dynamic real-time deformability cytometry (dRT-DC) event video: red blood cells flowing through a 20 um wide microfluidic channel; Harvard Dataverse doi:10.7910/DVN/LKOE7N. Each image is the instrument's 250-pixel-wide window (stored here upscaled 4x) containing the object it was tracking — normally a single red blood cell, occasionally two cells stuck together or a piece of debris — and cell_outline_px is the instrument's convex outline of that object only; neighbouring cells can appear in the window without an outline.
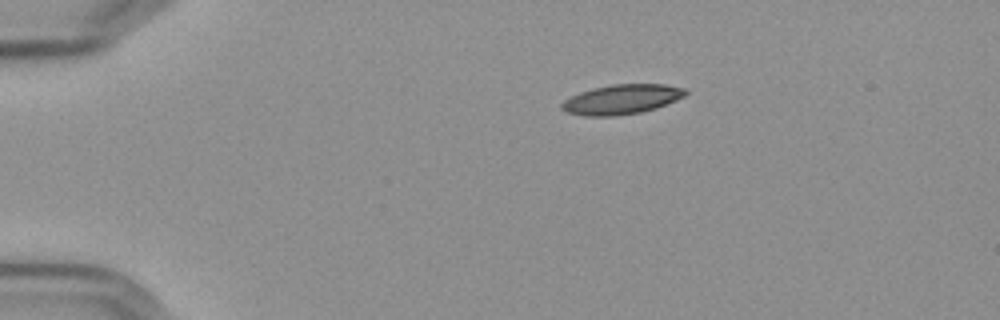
{"species": "Egyptian fruit bat (a non-hibernating species)", "species_latin": "Rousettus aegyptiacus", "temperature_condition": "cold", "stored_images_in_passage": 47, "camera_frame_rate_fps": 3000, "um_per_image_px": 0.085, "frame": {"image": 1, "passage_image": 1, "time_ms": 0.0, "image_size_px": [1000, 320], "cell_outline_px": [[688, 92], [684, 96], [676, 100], [656, 108], [640, 112], [612, 116], [584, 116], [568, 112], [560, 108], [560, 104], [564, 100], [580, 92], [592, 88], [612, 84], [664, 84], [684, 88]], "centroid_in_image_um": [52.83, 8.44], "position_along_channel_um": 32.2, "area_um2": 21.33}}
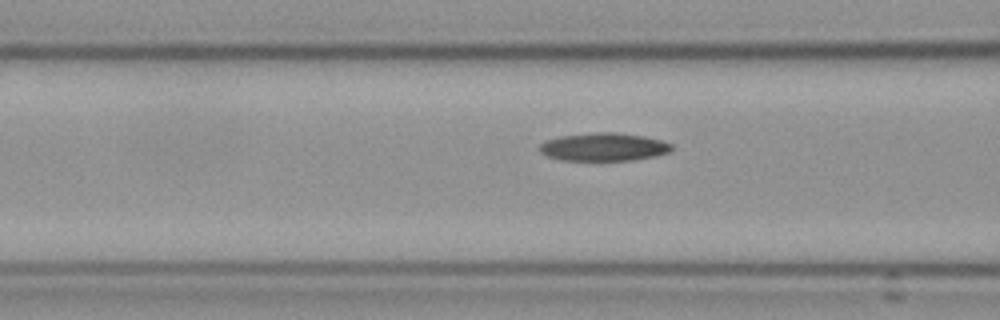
{"frame": {"image": 2, "passage_image": 13, "time_ms": 4.0, "image_size_px": [1000, 320], "cell_outline_px": [[672, 152], [656, 156], [632, 160], [560, 160], [548, 156], [540, 152], [536, 148], [544, 140], [560, 136], [596, 132], [616, 132], [644, 136], [660, 140], [672, 144]], "centroid_in_image_um": [51.3, 12.49], "position_along_channel_um": 115.3, "area_um2": 21.79}}
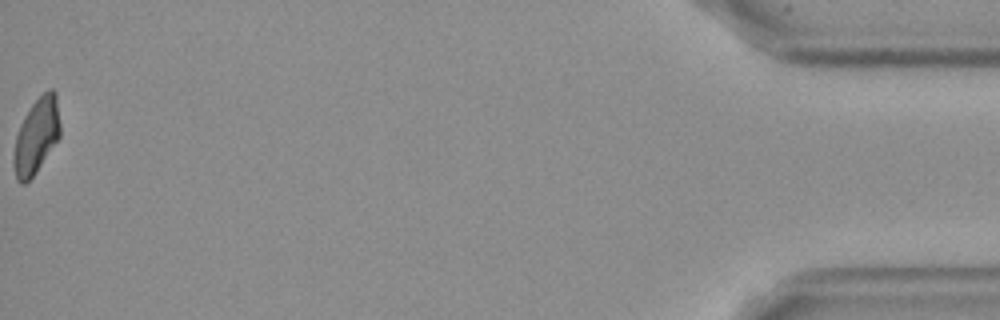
{"frame": {"image": 3, "passage_image": 47, "time_ms": 15.333, "image_size_px": [1000, 320], "cell_outline_px": [[60, 136], [36, 172], [24, 184], [20, 184], [16, 180], [12, 164], [12, 156], [16, 136], [20, 124], [24, 116], [32, 104], [48, 88], [52, 88], [56, 92], [60, 124]], "centroid_in_image_um": [3.07, 11.56], "position_along_channel_um": 432.1, "area_um2": 20.52}, "authors_computed_cell_mechanics": {"area_um2": 21.3282, "velocity_mm_per_s": 3.5939, "shape_relaxation_time_tau1_ms": null, "shape_relaxation_time_tau2_ms": 7.8772, "deformation_change_tau1": null, "deformation_change_tau2": 0.1521}}